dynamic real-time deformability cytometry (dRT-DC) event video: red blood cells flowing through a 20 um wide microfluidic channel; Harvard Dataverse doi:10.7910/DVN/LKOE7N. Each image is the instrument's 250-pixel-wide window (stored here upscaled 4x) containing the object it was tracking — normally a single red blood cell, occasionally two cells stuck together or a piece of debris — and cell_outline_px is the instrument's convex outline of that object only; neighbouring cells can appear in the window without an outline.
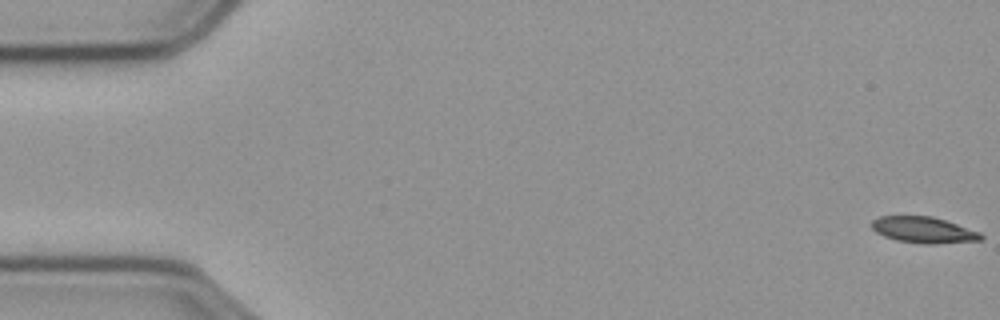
{"species": "common noctule bat (a hibernating species)", "species_latin": "Nyctalus noctula", "temperature_condition": "cold", "stored_images_in_passage": 58, "camera_frame_rate_fps": 3000, "um_per_image_px": 0.085, "animal": {"sex": "male", "body_mass_g": 23.1, "forearm_length_mm": 52.7}, "frame": {"image": 1, "passage_image": 1, "time_ms": 0.0, "image_size_px": [1000, 320], "cell_outline_px": [[984, 240], [936, 244], [924, 244], [896, 240], [884, 236], [876, 232], [872, 228], [872, 220], [880, 216], [932, 216], [980, 232], [984, 236]], "centroid_in_image_um": [78.52, 19.55], "position_along_channel_um": 6.5, "area_um2": 16.65}}
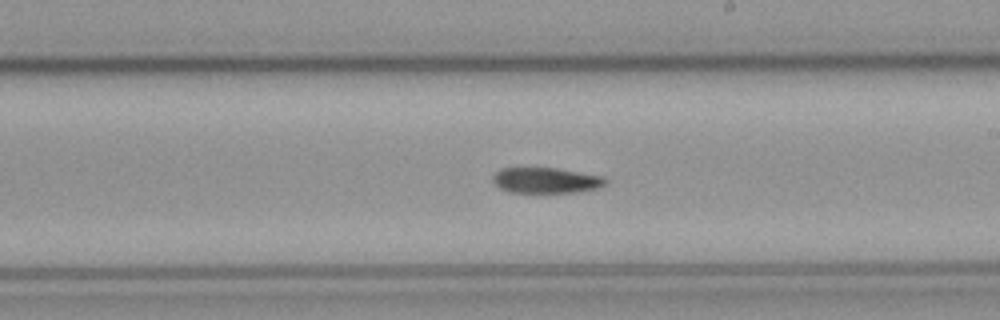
{"frame": {"image": 2, "passage_image": 33, "time_ms": 10.667, "image_size_px": [1000, 320], "cell_outline_px": [[608, 180], [604, 184], [596, 188], [576, 192], [512, 192], [500, 188], [492, 180], [492, 176], [500, 168], [556, 168], [604, 176]], "centroid_in_image_um": [46.4, 15.32], "position_along_channel_um": 242.6, "area_um2": 16.65}}
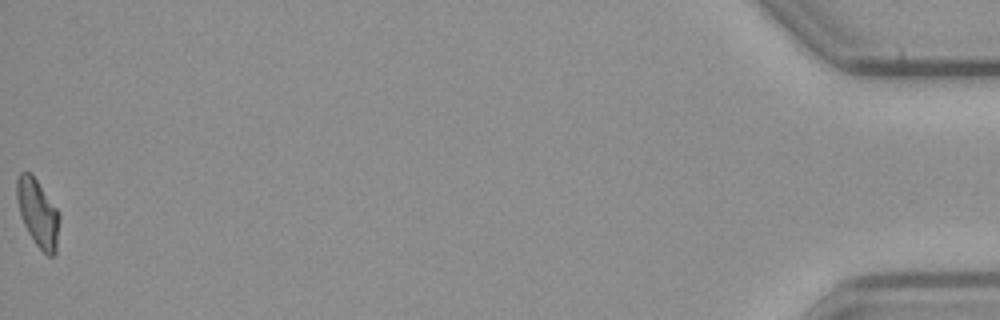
{"frame": {"image": 3, "passage_image": 58, "time_ms": 19.0, "image_size_px": [1000, 320], "cell_outline_px": [[60, 216], [56, 252], [52, 256], [48, 256], [36, 244], [28, 232], [20, 216], [16, 200], [16, 180], [20, 172], [32, 172], [56, 208]], "centroid_in_image_um": [3.2, 18.07], "position_along_channel_um": 432.0, "area_um2": 16.82}}